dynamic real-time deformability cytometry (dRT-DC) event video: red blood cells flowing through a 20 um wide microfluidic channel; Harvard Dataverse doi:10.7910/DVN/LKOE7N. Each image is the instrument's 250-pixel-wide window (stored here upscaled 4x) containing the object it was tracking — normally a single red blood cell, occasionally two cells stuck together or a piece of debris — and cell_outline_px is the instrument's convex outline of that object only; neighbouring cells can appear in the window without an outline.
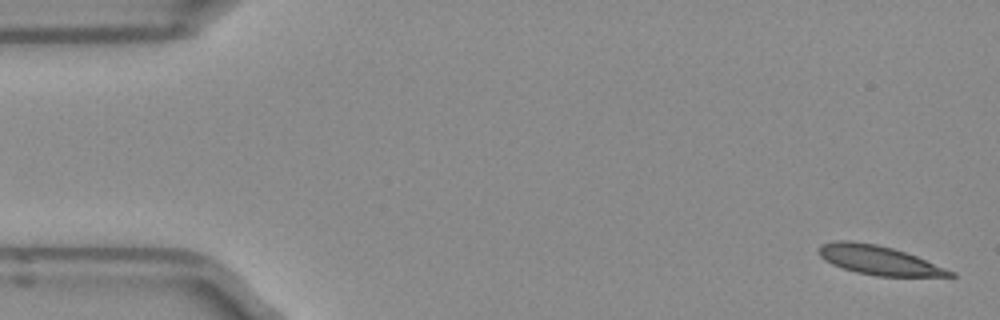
{"species": "Egyptian fruit bat (a non-hibernating species)", "species_latin": "Rousettus aegyptiacus", "temperature_condition": "room temperature", "stored_images_in_passage": 6, "camera_frame_rate_fps": 3000, "um_per_image_px": 0.085, "frame": {"image": 1, "passage_image": 1, "time_ms": 0.0, "image_size_px": [1000, 320], "cell_outline_px": [[956, 276], [876, 276], [856, 272], [832, 264], [824, 260], [820, 256], [820, 244], [832, 240], [848, 240], [876, 244], [892, 248], [916, 256], [956, 272]], "centroid_in_image_um": [74.68, 22.11], "position_along_channel_um": 10.3, "area_um2": 22.08}}
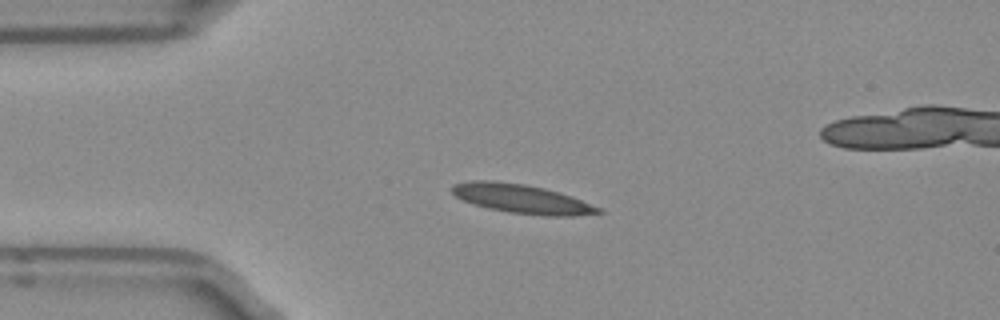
{"frame": {"image": 2, "passage_image": 4, "time_ms": 1.0, "image_size_px": [1000, 320], "cell_outline_px": [[604, 212], [572, 216], [544, 216], [508, 212], [488, 208], [464, 200], [456, 196], [452, 192], [452, 184], [472, 180], [492, 180], [524, 184], [544, 188], [580, 200], [600, 208]], "centroid_in_image_um": [44.31, 16.9], "position_along_channel_um": 40.7, "area_um2": 24.33}}
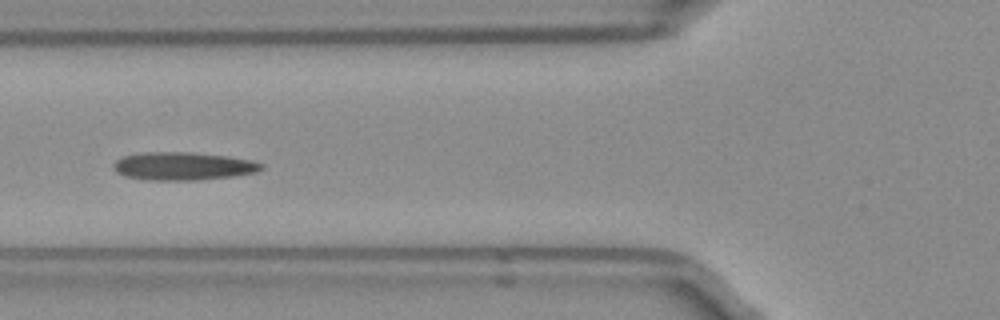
{"frame": {"image": 3, "passage_image": 6, "time_ms": 1.667, "image_size_px": [1000, 320], "cell_outline_px": [[264, 168], [256, 172], [232, 176], [196, 180], [144, 180], [124, 176], [116, 172], [112, 164], [116, 160], [124, 156], [144, 152], [192, 152], [228, 156], [252, 160], [264, 164]], "centroid_in_image_um": [15.56, 14.12], "position_along_channel_um": 110.2, "area_um2": 24.28}}